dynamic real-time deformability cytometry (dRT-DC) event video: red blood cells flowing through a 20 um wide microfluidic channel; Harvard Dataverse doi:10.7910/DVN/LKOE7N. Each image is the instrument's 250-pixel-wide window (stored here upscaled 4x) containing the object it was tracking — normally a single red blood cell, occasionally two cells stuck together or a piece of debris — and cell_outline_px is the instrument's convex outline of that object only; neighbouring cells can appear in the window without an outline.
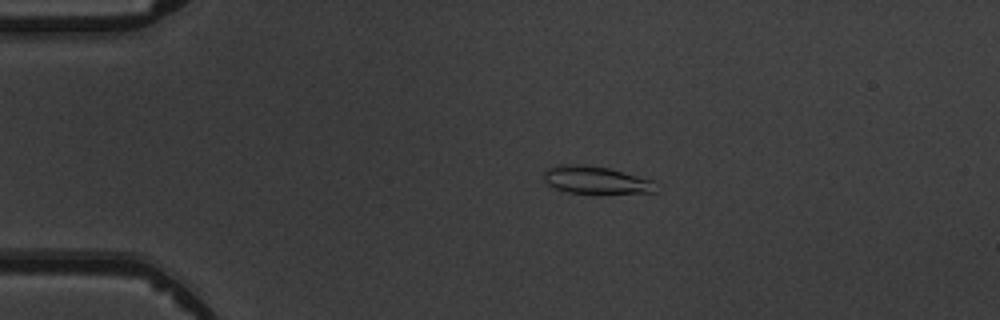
{"species": "common noctule bat (a hibernating species)", "species_latin": "Nyctalus noctula", "temperature_condition": "warm", "stored_images_in_passage": 5, "camera_frame_rate_fps": 3000, "um_per_image_px": 0.085, "animal": {"sex": "male", "body_mass_g": 19.5, "forearm_length_mm": 54.6}, "frame": {"image": 1, "passage_image": 3, "time_ms": 2.333, "image_size_px": [1000, 320], "cell_outline_px": [[656, 192], [568, 192], [556, 188], [548, 184], [544, 180], [544, 172], [548, 168], [556, 164], [584, 164], [608, 168], [652, 180]], "centroid_in_image_um": [50.56, 15.26], "position_along_channel_um": 34.4, "area_um2": 17.4}}